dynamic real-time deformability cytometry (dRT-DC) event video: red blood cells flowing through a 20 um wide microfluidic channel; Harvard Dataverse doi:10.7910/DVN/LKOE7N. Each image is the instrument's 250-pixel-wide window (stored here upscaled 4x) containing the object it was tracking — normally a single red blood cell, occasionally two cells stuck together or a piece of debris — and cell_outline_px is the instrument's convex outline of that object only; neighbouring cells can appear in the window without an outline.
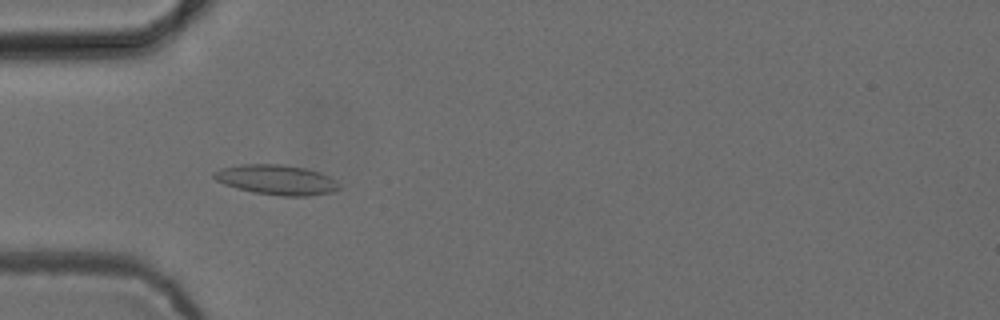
{"species": "common noctule bat (a hibernating species)", "species_latin": "Nyctalus noctula", "temperature_condition": "cold", "stored_images_in_passage": 42, "camera_frame_rate_fps": 3000, "um_per_image_px": 0.085, "animal": {"sex": "female", "body_mass_g": 24.6, "forearm_length_mm": 56.2}, "frame": {"image": 1, "passage_image": 6, "time_ms": 1.667, "image_size_px": [1000, 320], "cell_outline_px": [[340, 188], [332, 192], [308, 196], [280, 196], [252, 192], [236, 188], [224, 184], [216, 180], [212, 176], [212, 172], [220, 168], [240, 164], [280, 164], [304, 168], [320, 172], [336, 180], [340, 184]], "centroid_in_image_um": [23.48, 15.28], "position_along_channel_um": 61.5, "area_um2": 22.02}}
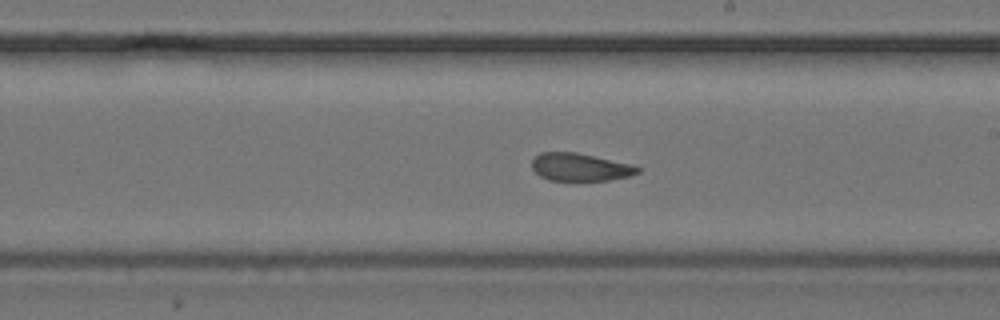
{"frame": {"image": 2, "passage_image": 20, "time_ms": 6.333, "image_size_px": [1000, 320], "cell_outline_px": [[640, 172], [628, 176], [608, 180], [548, 180], [540, 176], [532, 168], [532, 160], [540, 152], [576, 152], [632, 164], [640, 168]], "centroid_in_image_um": [49.3, 14.2], "position_along_channel_um": 239.7, "area_um2": 16.99}}
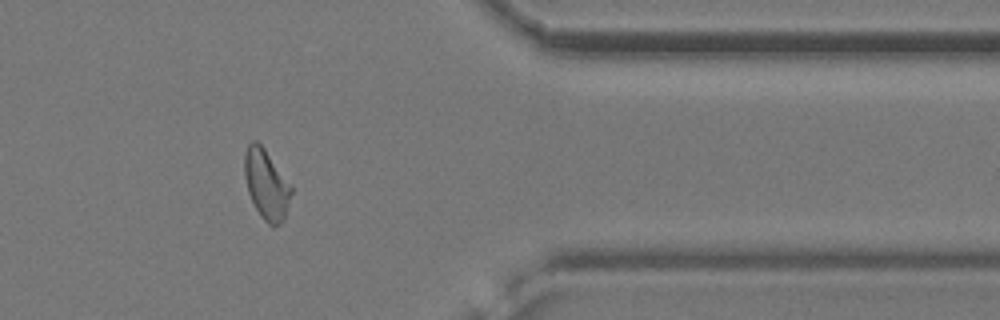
{"frame": {"image": 3, "passage_image": 33, "time_ms": 10.667, "image_size_px": [1000, 320], "cell_outline_px": [[292, 192], [284, 220], [280, 224], [268, 224], [260, 216], [248, 192], [244, 176], [244, 152], [248, 144], [252, 140], [256, 140], [264, 148], [292, 184]], "centroid_in_image_um": [22.64, 15.64], "position_along_channel_um": 388.8, "area_um2": 19.13}, "authors_computed_cell_mechanics": {"area_um2": 18.5538, "velocity_mm_per_s": 3.8691, "shape_relaxation_time_tau1_ms": null, "shape_relaxation_time_tau2_ms": 1.357, "deformation_change_tau1": null, "deformation_change_tau2": 0.0689}}